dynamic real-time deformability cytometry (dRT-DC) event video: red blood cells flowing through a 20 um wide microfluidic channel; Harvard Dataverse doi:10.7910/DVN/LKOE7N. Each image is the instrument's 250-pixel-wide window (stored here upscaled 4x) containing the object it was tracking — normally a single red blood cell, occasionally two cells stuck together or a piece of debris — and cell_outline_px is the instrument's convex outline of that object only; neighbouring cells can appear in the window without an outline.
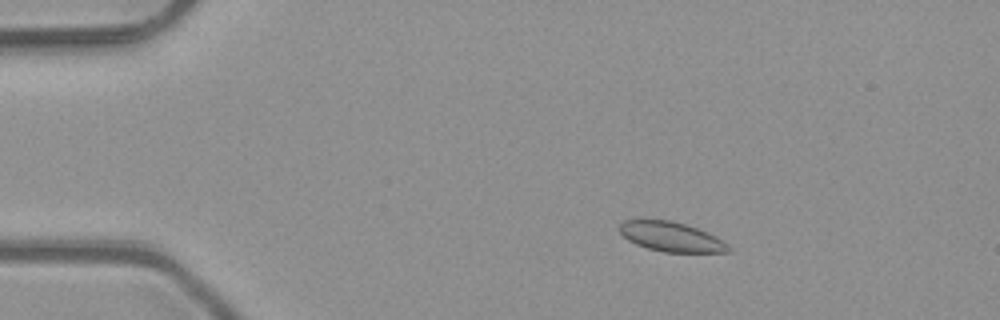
{"species": "common noctule bat (a hibernating species)", "species_latin": "Nyctalus noctula", "temperature_condition": "room temperature", "stored_images_in_passage": 51, "camera_frame_rate_fps": 3000, "um_per_image_px": 0.085, "animal": {"sex": "male", "body_mass_g": 23.1, "forearm_length_mm": 52.7}, "frame": {"image": 1, "passage_image": 9, "time_ms": 2.667, "image_size_px": [1000, 320], "cell_outline_px": [[732, 252], [664, 252], [648, 248], [636, 244], [628, 240], [620, 232], [620, 224], [624, 220], [644, 216], [672, 220], [696, 228], [716, 236], [728, 244], [732, 248]], "centroid_in_image_um": [57.01, 20.08], "position_along_channel_um": 28.0, "area_um2": 19.36}}
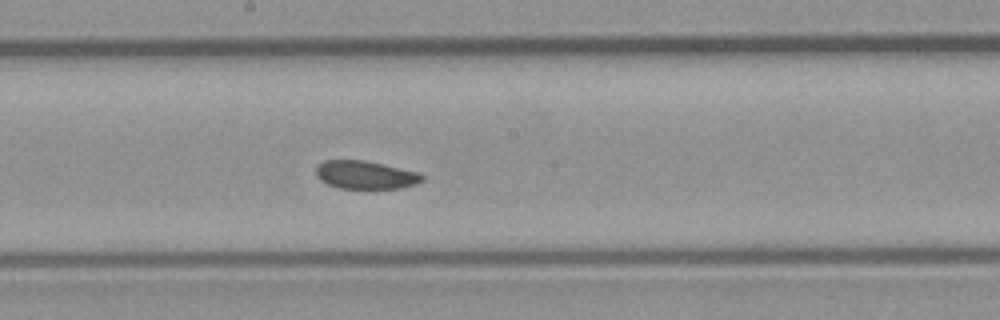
{"frame": {"image": 2, "passage_image": 28, "time_ms": 9.0, "image_size_px": [1000, 320], "cell_outline_px": [[424, 180], [416, 184], [400, 188], [340, 188], [328, 184], [320, 180], [316, 176], [316, 168], [324, 160], [364, 160], [420, 172], [424, 176]], "centroid_in_image_um": [31.09, 14.86], "position_along_channel_um": 217.1, "area_um2": 17.4}}
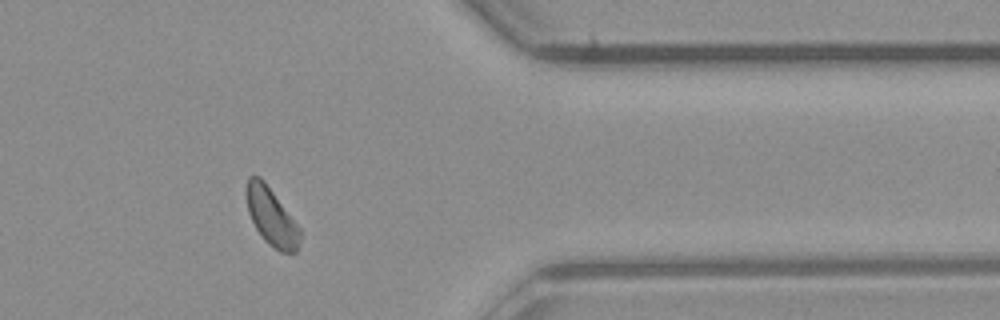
{"frame": {"image": 3, "passage_image": 42, "time_ms": 13.667, "image_size_px": [1000, 320], "cell_outline_px": [[300, 244], [296, 252], [280, 252], [268, 244], [264, 240], [256, 228], [248, 212], [244, 192], [244, 188], [248, 176], [260, 176], [264, 180], [300, 228]], "centroid_in_image_um": [23.04, 18.4], "position_along_channel_um": 388.4, "area_um2": 18.15}, "authors_computed_cell_mechanics": {"area_um2": 18.6694, "velocity_mm_per_s": 4.0506, "shape_relaxation_time_tau1_ms": 4.4437, "shape_relaxation_time_tau2_ms": 8.2111, "deformation_change_tau1": 0.0674, "deformation_change_tau2": 0.0818}}